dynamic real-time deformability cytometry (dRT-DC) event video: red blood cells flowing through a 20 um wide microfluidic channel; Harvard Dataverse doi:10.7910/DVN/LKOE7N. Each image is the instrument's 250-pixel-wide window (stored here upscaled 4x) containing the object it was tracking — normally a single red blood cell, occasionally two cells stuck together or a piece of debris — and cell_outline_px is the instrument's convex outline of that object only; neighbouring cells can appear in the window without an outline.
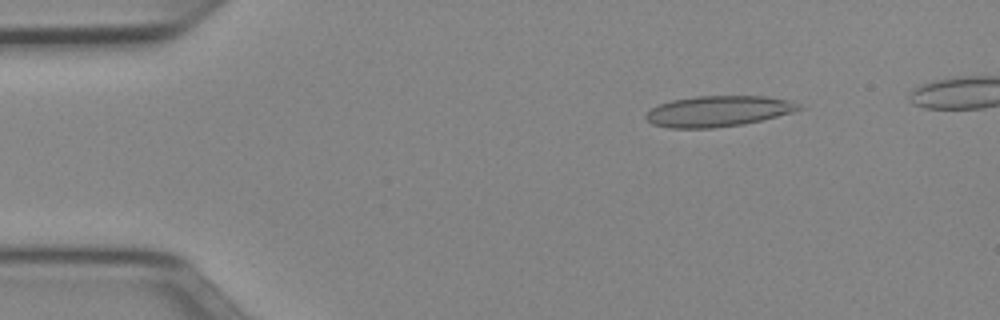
{"species": "Egyptian fruit bat (a non-hibernating species)", "species_latin": "Rousettus aegyptiacus", "temperature_condition": "cold", "stored_images_in_passage": 47, "camera_frame_rate_fps": 3000, "um_per_image_px": 0.085, "animal": {"sex": "female"}, "frame": {"image": 1, "passage_image": 7, "time_ms": 2.0, "image_size_px": [1000, 320], "cell_outline_px": [[804, 108], [792, 112], [744, 124], [712, 128], [668, 128], [652, 124], [644, 116], [652, 108], [660, 104], [672, 100], [696, 96], [764, 96], [788, 100], [800, 104]], "centroid_in_image_um": [61.04, 9.45], "position_along_channel_um": 24.0, "area_um2": 27.28}}
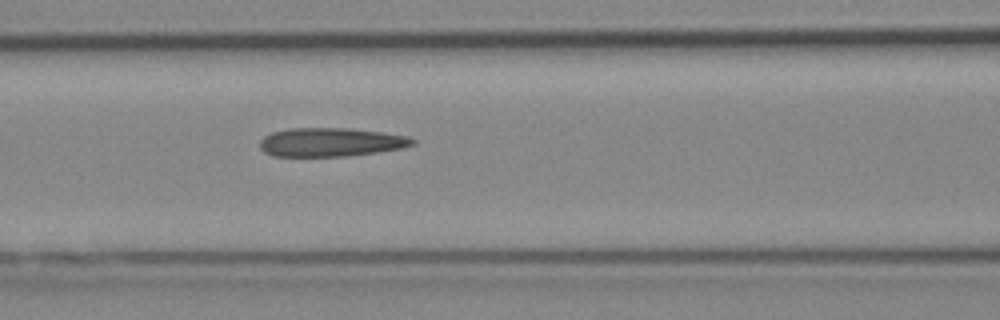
{"frame": {"image": 2, "passage_image": 21, "time_ms": 6.667, "image_size_px": [1000, 320], "cell_outline_px": [[416, 144], [404, 148], [348, 156], [272, 156], [264, 152], [260, 148], [260, 140], [264, 136], [272, 132], [288, 128], [348, 128], [380, 132], [408, 136], [416, 140]], "centroid_in_image_um": [28.12, 12.08], "position_along_channel_um": 138.5, "area_um2": 25.66}}
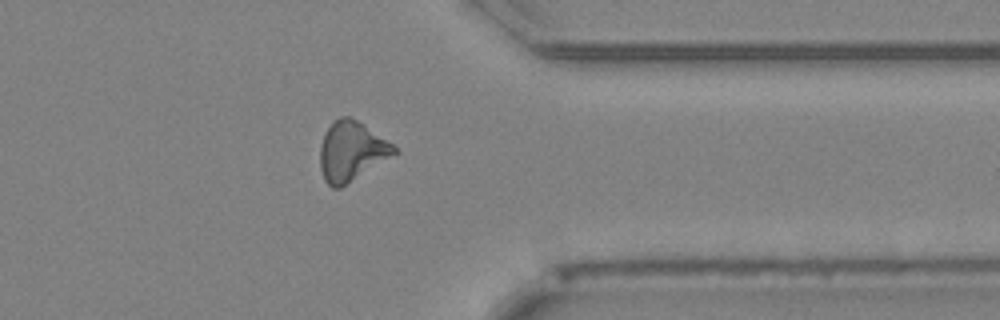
{"frame": {"image": 3, "passage_image": 40, "time_ms": 13.0, "image_size_px": [1000, 320], "cell_outline_px": [[400, 152], [340, 188], [332, 188], [324, 180], [320, 168], [320, 144], [324, 132], [332, 120], [340, 116], [348, 116], [356, 120], [392, 144]], "centroid_in_image_um": [29.84, 12.86], "position_along_channel_um": 381.6, "area_um2": 25.72}}